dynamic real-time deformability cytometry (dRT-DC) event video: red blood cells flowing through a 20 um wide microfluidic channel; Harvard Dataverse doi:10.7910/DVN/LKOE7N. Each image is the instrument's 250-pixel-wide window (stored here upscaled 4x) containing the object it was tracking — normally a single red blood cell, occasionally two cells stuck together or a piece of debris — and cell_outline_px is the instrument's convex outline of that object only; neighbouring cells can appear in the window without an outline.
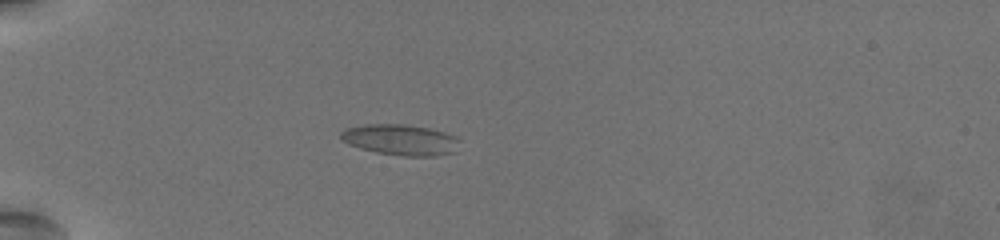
{"species": "common noctule bat (a hibernating species)", "species_latin": "Nyctalus noctula", "temperature_condition": "warm", "stored_images_in_passage": 48, "camera_frame_rate_fps": 3000, "um_per_image_px": 0.085, "animal": {"sex": "female", "body_mass_g": 19.5, "forearm_length_mm": 54.1}, "frame": {"image": 1, "passage_image": 14, "time_ms": 4.333, "image_size_px": [1000, 240], "cell_outline_px": [[460, 140], [456, 152], [436, 156], [404, 156], [376, 152], [360, 148], [348, 144], [340, 136], [340, 132], [348, 128], [368, 124], [400, 124], [428, 128], [452, 136]], "centroid_in_image_um": [34.05, 11.9], "position_along_channel_um": 51.0, "area_um2": 21.04}}
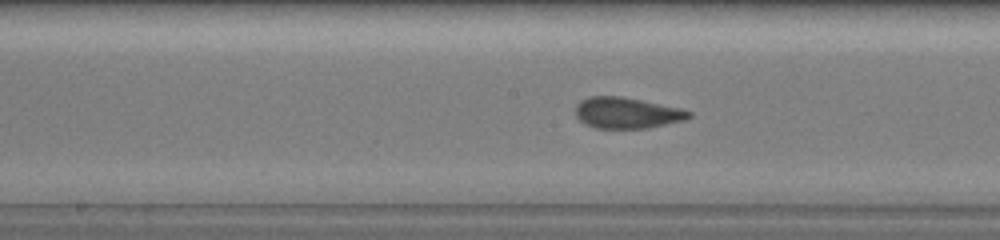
{"frame": {"image": 2, "passage_image": 29, "time_ms": 9.333, "image_size_px": [1000, 240], "cell_outline_px": [[692, 116], [684, 120], [648, 128], [596, 128], [584, 124], [576, 116], [576, 104], [580, 100], [588, 96], [620, 96], [680, 108], [692, 112]], "centroid_in_image_um": [53.25, 9.59], "position_along_channel_um": 194.9, "area_um2": 20.46}}
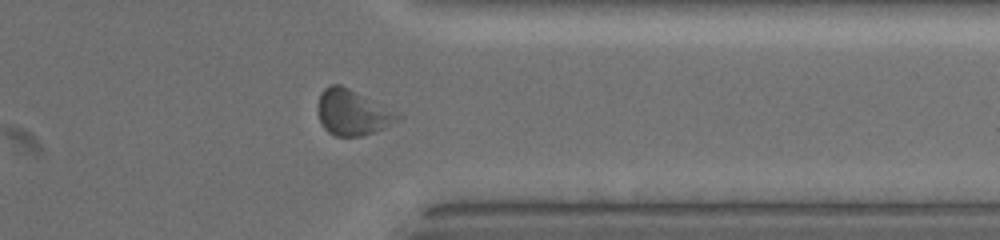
{"frame": {"image": 3, "passage_image": 45, "time_ms": 14.667, "image_size_px": [1000, 240], "cell_outline_px": [[400, 120], [372, 132], [360, 136], [336, 136], [328, 132], [324, 128], [320, 120], [320, 92], [328, 84], [340, 84], [348, 88], [400, 116]], "centroid_in_image_um": [29.89, 9.57], "position_along_channel_um": 381.5, "area_um2": 20.11}, "authors_computed_cell_mechanics": {"area_um2": 20.3456, "velocity_mm_per_s": 3.5261, "shape_relaxation_time_tau1_ms": 5.399, "shape_relaxation_time_tau2_ms": 1.0197, "deformation_change_tau1": 0.1687, "deformation_change_tau2": 0.0894}}